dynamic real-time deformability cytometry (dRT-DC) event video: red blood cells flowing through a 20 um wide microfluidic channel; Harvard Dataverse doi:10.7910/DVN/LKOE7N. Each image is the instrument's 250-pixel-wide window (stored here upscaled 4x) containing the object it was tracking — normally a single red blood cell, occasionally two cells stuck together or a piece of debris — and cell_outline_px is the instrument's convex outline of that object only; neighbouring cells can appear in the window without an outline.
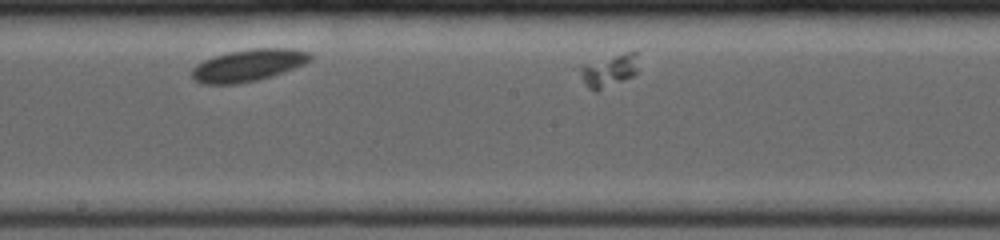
{"species": "common noctule bat (a hibernating species)", "species_latin": "Nyctalus noctula", "temperature_condition": "room temperature", "stored_images_in_passage": 10, "segment_of_instrument_passage": [2, 2], "camera_frame_rate_fps": 4000, "um_per_image_px": 0.085, "animal": {"sex": "female", "body_mass_g": 19.0, "forearm_length_mm": 53.3}, "frame": {"image": 1, "passage_image": 10, "time_ms": 4.75, "image_size_px": [1000, 240], "cell_outline_px": [[636, 72], [632, 76], [596, 92], [588, 88], [580, 72], [580, 68], [584, 64], [628, 52], [636, 52]], "centroid_in_image_um": [51.75, 6.02], "position_along_channel_um": 196.4, "area_um2": 10.46}}